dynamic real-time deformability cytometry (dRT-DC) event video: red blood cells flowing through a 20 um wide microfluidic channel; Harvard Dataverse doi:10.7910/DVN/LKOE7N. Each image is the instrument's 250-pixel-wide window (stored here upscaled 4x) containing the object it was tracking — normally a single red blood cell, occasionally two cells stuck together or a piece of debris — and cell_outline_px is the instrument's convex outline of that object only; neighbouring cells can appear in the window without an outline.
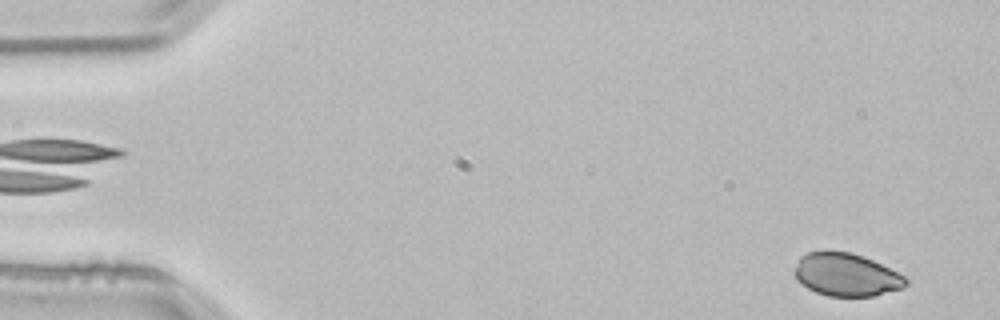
{"species": "common noctule bat (a hibernating species)", "species_latin": "Nyctalus noctula", "temperature_condition": "room temperature", "stored_images_in_passage": 4, "camera_frame_rate_fps": 3000, "um_per_image_px": 0.085, "animal": {"sex": "male", "body_mass_g": 21.5, "forearm_length_mm": 52.0}, "frame": {"image": 1, "passage_image": 4, "time_ms": 1.0, "image_size_px": [1000, 320], "cell_outline_px": [[912, 280], [904, 288], [872, 296], [828, 296], [816, 292], [800, 284], [796, 280], [796, 268], [800, 256], [808, 252], [852, 252], [864, 256]], "centroid_in_image_um": [71.97, 23.37], "position_along_channel_um": 13.0, "area_um2": 27.63}}